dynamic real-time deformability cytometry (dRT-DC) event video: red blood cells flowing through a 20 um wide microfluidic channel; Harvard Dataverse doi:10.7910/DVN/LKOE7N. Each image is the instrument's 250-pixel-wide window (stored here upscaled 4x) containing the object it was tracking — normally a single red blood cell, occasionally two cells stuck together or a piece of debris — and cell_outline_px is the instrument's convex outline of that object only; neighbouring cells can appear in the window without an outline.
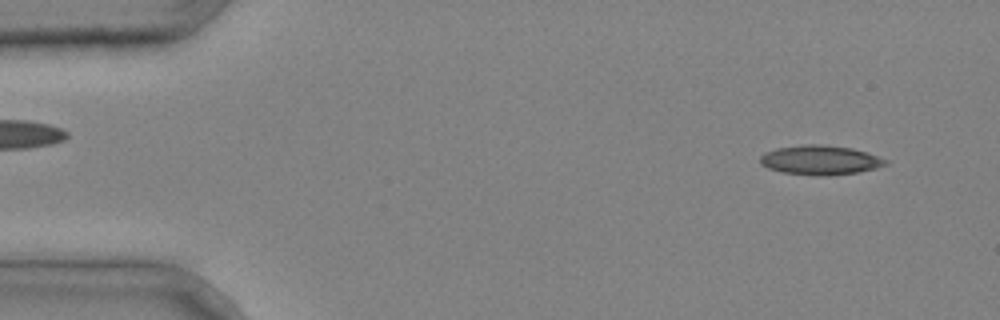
{"species": "common noctule bat (a hibernating species)", "species_latin": "Nyctalus noctula", "temperature_condition": "cold", "stored_images_in_passage": 12, "camera_frame_rate_fps": 3000, "um_per_image_px": 0.085, "animal": {"sex": "male", "body_mass_g": 20.4}, "frame": {"image": 1, "passage_image": 3, "time_ms": 0.667, "image_size_px": [1000, 320], "cell_outline_px": [[888, 164], [876, 168], [856, 172], [828, 176], [812, 176], [780, 172], [768, 168], [760, 164], [760, 156], [764, 152], [776, 148], [804, 144], [820, 144], [852, 148], [888, 160]], "centroid_in_image_um": [69.66, 13.61], "position_along_channel_um": 15.3, "area_um2": 21.62}}
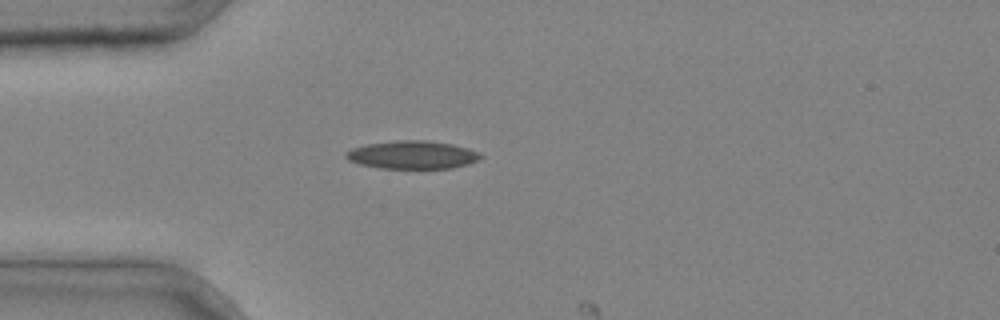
{"frame": {"image": 2, "passage_image": 11, "time_ms": 3.333, "image_size_px": [1000, 320], "cell_outline_px": [[484, 156], [480, 160], [468, 164], [452, 168], [380, 168], [360, 164], [348, 160], [344, 156], [344, 152], [352, 148], [368, 144], [396, 140], [428, 140], [452, 144], [468, 148], [480, 152]], "centroid_in_image_um": [35.08, 13.16], "position_along_channel_um": 49.9, "area_um2": 22.2}}